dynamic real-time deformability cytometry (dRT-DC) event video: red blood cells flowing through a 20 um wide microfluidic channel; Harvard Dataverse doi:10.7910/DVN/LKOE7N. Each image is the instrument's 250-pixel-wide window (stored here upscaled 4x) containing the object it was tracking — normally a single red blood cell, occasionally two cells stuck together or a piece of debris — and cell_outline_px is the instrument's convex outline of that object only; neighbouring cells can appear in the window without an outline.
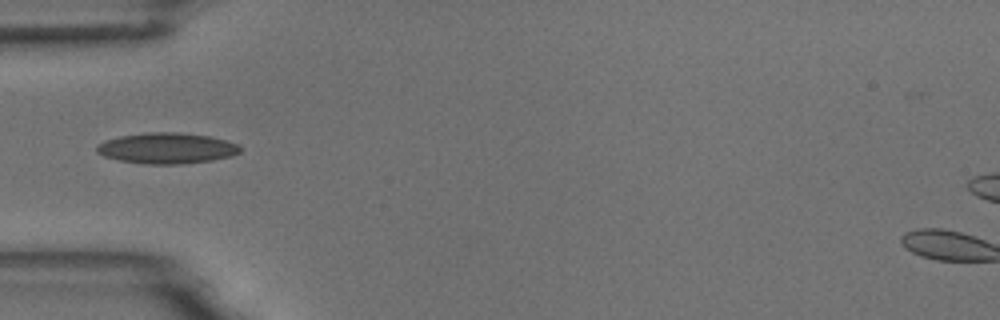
{"species": "common noctule bat (a hibernating species)", "species_latin": "Nyctalus noctula", "temperature_condition": "room temperature", "stored_images_in_passage": 6, "camera_frame_rate_fps": 3000, "um_per_image_px": 0.085, "animal": {"sex": "male", "body_mass_g": 18.8}, "frame": {"image": 1, "passage_image": 4, "time_ms": 4.333, "image_size_px": [1000, 320], "cell_outline_px": [[240, 152], [232, 156], [212, 160], [184, 164], [144, 164], [120, 160], [104, 156], [96, 152], [96, 148], [100, 144], [108, 140], [120, 136], [148, 132], [176, 132], [208, 136], [224, 140], [236, 144], [240, 148]], "centroid_in_image_um": [14.18, 12.61], "position_along_channel_um": 70.8, "area_um2": 25.49}}